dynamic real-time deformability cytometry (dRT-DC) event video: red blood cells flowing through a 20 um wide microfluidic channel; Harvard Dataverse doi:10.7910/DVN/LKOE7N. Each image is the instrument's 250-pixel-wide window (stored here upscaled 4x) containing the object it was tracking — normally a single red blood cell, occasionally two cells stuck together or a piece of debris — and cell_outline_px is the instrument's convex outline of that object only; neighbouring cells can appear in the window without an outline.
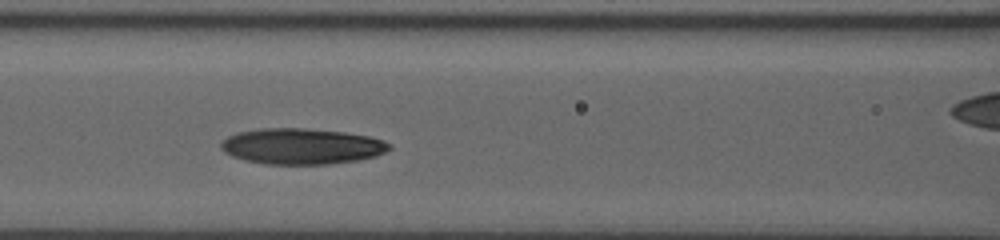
{"species": "human", "species_latin": "Homo sapiens", "temperature_condition": "room temperature", "stored_images_in_passage": 7, "segment_of_instrument_passage": [1, 2], "camera_frame_rate_fps": 3000, "um_per_image_px": 0.085, "donor": {"sex": "male"}, "frame": {"image": 1, "passage_image": 5, "time_ms": 1.333, "image_size_px": [1000, 240], "cell_outline_px": [[392, 148], [376, 156], [356, 160], [328, 164], [264, 164], [244, 160], [232, 156], [224, 152], [220, 148], [220, 144], [228, 136], [236, 132], [260, 128], [304, 128], [344, 132], [368, 136], [384, 140], [392, 144]], "centroid_in_image_um": [25.63, 12.43], "position_along_channel_um": 141.0, "area_um2": 35.32}}
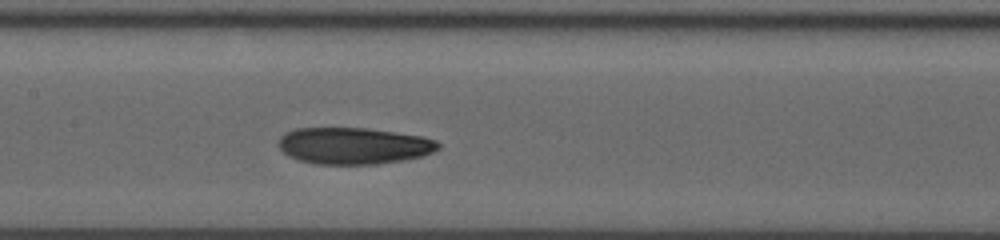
{"frame": {"image": 2, "passage_image": 6, "time_ms": 1.667, "image_size_px": [1000, 240], "cell_outline_px": [[440, 148], [432, 152], [420, 156], [404, 160], [376, 164], [316, 164], [296, 160], [288, 156], [276, 144], [280, 136], [284, 132], [296, 128], [368, 128], [424, 136], [436, 140], [440, 144]], "centroid_in_image_um": [30.03, 12.39], "position_along_channel_um": 177.4, "area_um2": 34.45}}